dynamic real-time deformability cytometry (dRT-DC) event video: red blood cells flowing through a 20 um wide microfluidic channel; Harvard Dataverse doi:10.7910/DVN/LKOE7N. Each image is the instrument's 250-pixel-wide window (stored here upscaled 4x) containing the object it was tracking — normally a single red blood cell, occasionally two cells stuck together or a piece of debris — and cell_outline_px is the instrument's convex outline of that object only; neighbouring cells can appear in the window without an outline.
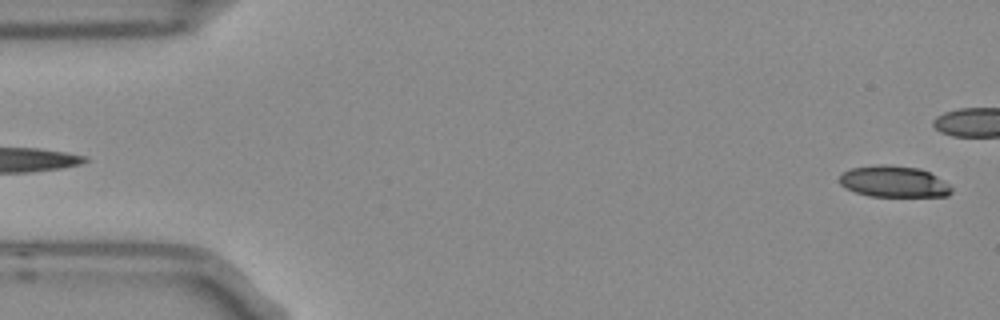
{"species": "Egyptian fruit bat (a non-hibernating species)", "species_latin": "Rousettus aegyptiacus", "temperature_condition": "room temperature", "stored_images_in_passage": 4, "segment_of_instrument_passage": [2, 2], "camera_frame_rate_fps": 3000, "um_per_image_px": 0.085, "frame": {"image": 1, "passage_image": 4, "time_ms": 1.0, "image_size_px": [1000, 320], "cell_outline_px": [[952, 192], [948, 196], [868, 196], [856, 192], [840, 184], [840, 172], [852, 168], [876, 164], [888, 164], [920, 168], [936, 176], [948, 184], [952, 188]], "centroid_in_image_um": [75.96, 15.42], "position_along_channel_um": 9.0, "area_um2": 20.46}}